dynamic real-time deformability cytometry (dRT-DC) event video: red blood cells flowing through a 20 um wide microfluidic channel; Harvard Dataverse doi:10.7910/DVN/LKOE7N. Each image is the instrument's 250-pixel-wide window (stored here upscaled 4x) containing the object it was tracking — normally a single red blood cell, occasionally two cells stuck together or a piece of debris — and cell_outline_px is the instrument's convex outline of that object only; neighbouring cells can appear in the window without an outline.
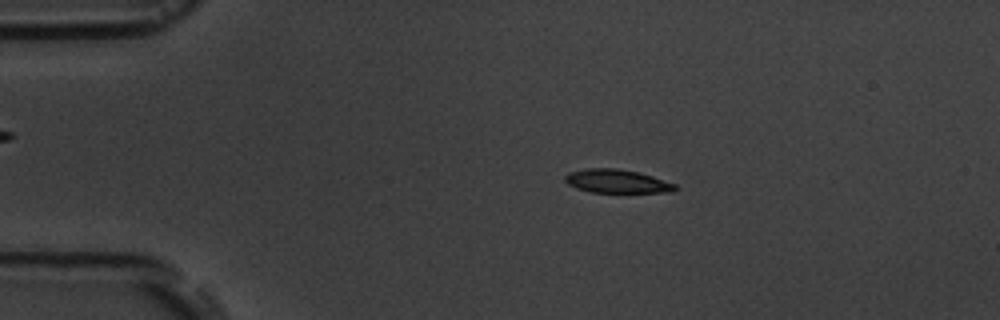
{"species": "common noctule bat (a hibernating species)", "species_latin": "Nyctalus noctula", "temperature_condition": "room temperature", "stored_images_in_passage": 7, "camera_frame_rate_fps": 3000, "um_per_image_px": 0.085, "animal": {"sex": "male", "body_mass_g": 19.5, "forearm_length_mm": 54.6}, "frame": {"image": 1, "passage_image": 3, "time_ms": 2.667, "image_size_px": [1000, 320], "cell_outline_px": [[676, 188], [672, 192], [592, 192], [576, 188], [568, 184], [564, 180], [564, 176], [568, 172], [584, 168], [616, 168], [636, 172], [652, 176], [676, 184]], "centroid_in_image_um": [52.38, 15.4], "position_along_channel_um": 32.6, "area_um2": 15.03}}
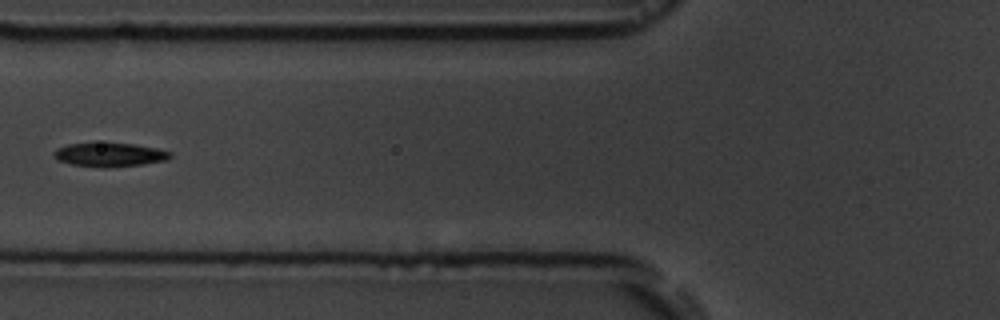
{"frame": {"image": 2, "passage_image": 6, "time_ms": 6.333, "image_size_px": [1000, 320], "cell_outline_px": [[172, 156], [168, 160], [144, 164], [104, 168], [72, 164], [56, 160], [52, 156], [52, 152], [56, 148], [68, 144], [92, 140], [132, 144], [156, 148], [172, 152]], "centroid_in_image_um": [9.25, 13.11], "position_along_channel_um": 116.6, "area_um2": 16.99}}
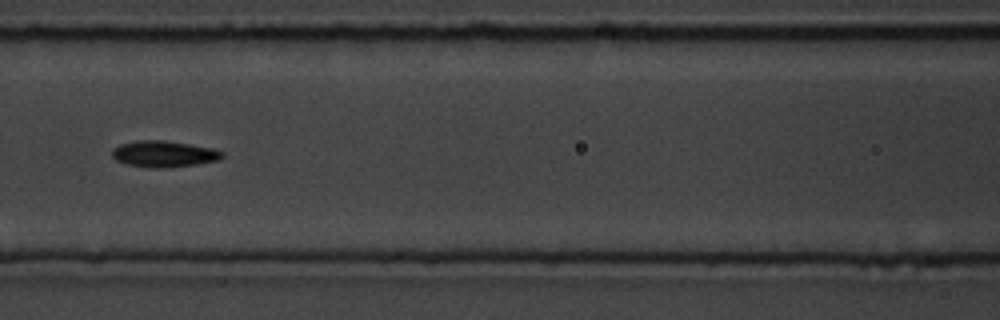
{"frame": {"image": 3, "passage_image": 7, "time_ms": 7.333, "image_size_px": [1000, 320], "cell_outline_px": [[224, 156], [220, 160], [196, 164], [160, 168], [148, 168], [128, 164], [116, 160], [112, 156], [112, 148], [120, 144], [136, 140], [164, 140], [212, 148], [224, 152]], "centroid_in_image_um": [13.92, 13.08], "position_along_channel_um": 152.7, "area_um2": 16.88}}